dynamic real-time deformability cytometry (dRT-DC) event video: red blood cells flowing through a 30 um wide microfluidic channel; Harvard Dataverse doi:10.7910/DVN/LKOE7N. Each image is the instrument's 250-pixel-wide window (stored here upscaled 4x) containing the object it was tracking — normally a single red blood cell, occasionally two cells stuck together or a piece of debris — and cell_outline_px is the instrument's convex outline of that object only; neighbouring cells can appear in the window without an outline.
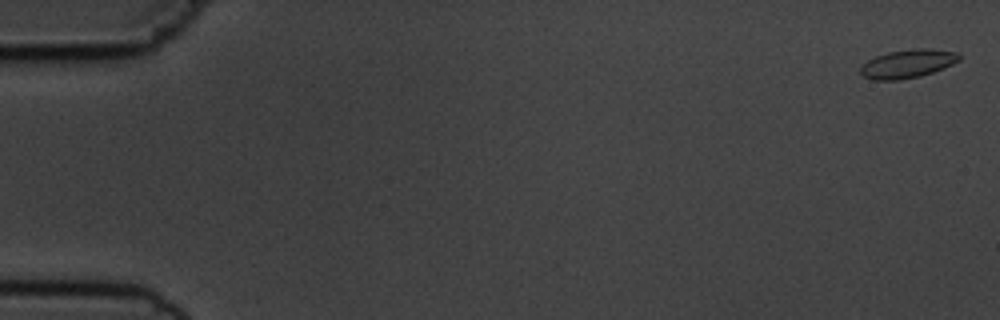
{"species": "common noctule bat (a hibernating species)", "species_latin": "Nyctalus noctula", "temperature_condition": "cold", "stored_images_in_passage": 6, "camera_frame_rate_fps": 3000, "um_per_image_px": 0.085, "animal": {"sex": "male", "body_mass_g": 19.5, "forearm_length_mm": 54.6}, "frame": {"image": 1, "passage_image": 1, "time_ms": 0.0, "image_size_px": [1000, 320], "cell_outline_px": [[960, 60], [944, 68], [920, 76], [900, 80], [872, 80], [864, 76], [860, 72], [860, 68], [868, 60], [876, 56], [888, 52], [916, 48], [928, 48], [956, 52], [960, 56]], "centroid_in_image_um": [77.15, 5.42], "position_along_channel_um": 7.8, "area_um2": 16.3}}